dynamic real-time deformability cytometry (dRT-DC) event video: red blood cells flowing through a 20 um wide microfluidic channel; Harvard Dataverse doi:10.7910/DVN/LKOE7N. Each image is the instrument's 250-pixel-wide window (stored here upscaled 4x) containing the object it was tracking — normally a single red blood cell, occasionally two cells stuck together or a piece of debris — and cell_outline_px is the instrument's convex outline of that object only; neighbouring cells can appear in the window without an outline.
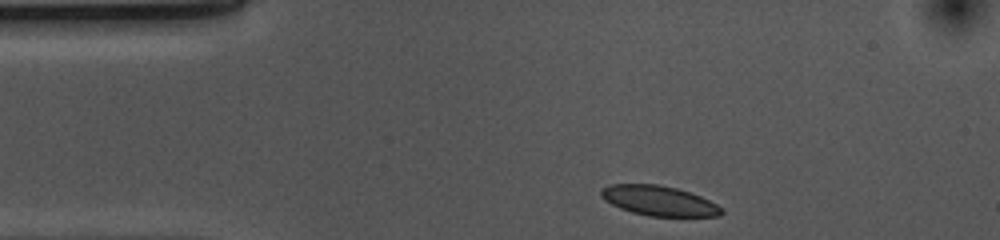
{"species": "common noctule bat (a hibernating species)", "species_latin": "Nyctalus noctula", "temperature_condition": "cold", "stored_images_in_passage": 34, "camera_frame_rate_fps": 3000, "um_per_image_px": 0.085, "animal": {"sex": "female", "body_mass_g": 10.0, "forearm_length_mm": 53.1}, "frame": {"image": 1, "passage_image": 1, "time_ms": 0.0, "image_size_px": [1000, 240], "cell_outline_px": [[724, 212], [720, 216], [648, 216], [632, 212], [620, 208], [604, 200], [600, 196], [600, 188], [608, 184], [656, 184], [676, 188], [700, 196], [724, 208]], "centroid_in_image_um": [55.98, 17.06], "position_along_channel_um": 29.0, "area_um2": 21.04}}
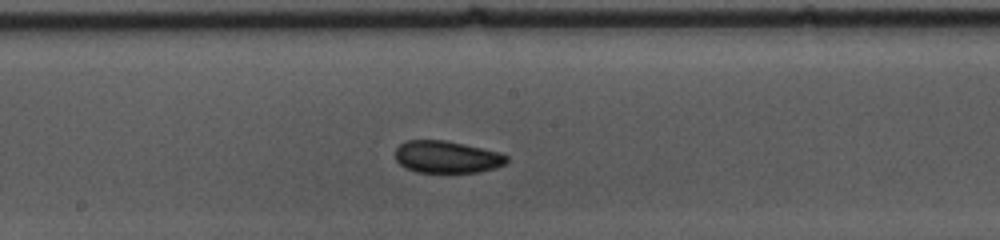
{"frame": {"image": 2, "passage_image": 19, "time_ms": 6.0, "image_size_px": [1000, 240], "cell_outline_px": [[508, 160], [504, 164], [496, 168], [476, 172], [416, 172], [404, 168], [396, 160], [396, 148], [404, 140], [444, 140], [464, 144], [500, 152], [508, 156]], "centroid_in_image_um": [37.97, 13.34], "position_along_channel_um": 210.2, "area_um2": 20.92}}
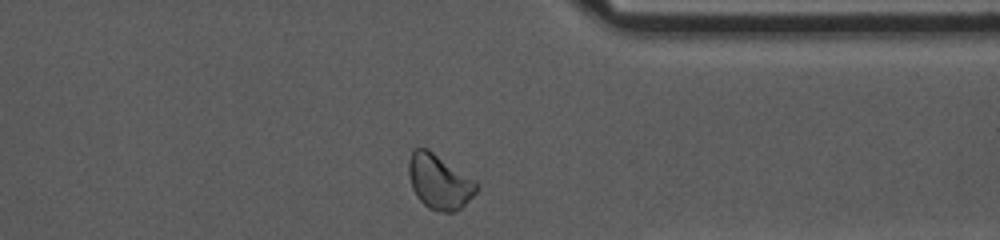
{"frame": {"image": 3, "passage_image": 33, "time_ms": 10.667, "image_size_px": [1000, 240], "cell_outline_px": [[480, 188], [460, 208], [452, 212], [436, 212], [428, 208], [416, 196], [412, 188], [408, 172], [408, 160], [412, 152], [416, 148], [428, 148], [476, 180], [480, 184]], "centroid_in_image_um": [37.35, 15.44], "position_along_channel_um": 374.1, "area_um2": 21.85}, "authors_computed_cell_mechanics": {"area_um2": 21.2993, "velocity_mm_per_s": 3.674, "shape_relaxation_time_tau1_ms": null, "shape_relaxation_time_tau2_ms": 3.8926, "deformation_change_tau1": null, "deformation_change_tau2": 0.0718}}